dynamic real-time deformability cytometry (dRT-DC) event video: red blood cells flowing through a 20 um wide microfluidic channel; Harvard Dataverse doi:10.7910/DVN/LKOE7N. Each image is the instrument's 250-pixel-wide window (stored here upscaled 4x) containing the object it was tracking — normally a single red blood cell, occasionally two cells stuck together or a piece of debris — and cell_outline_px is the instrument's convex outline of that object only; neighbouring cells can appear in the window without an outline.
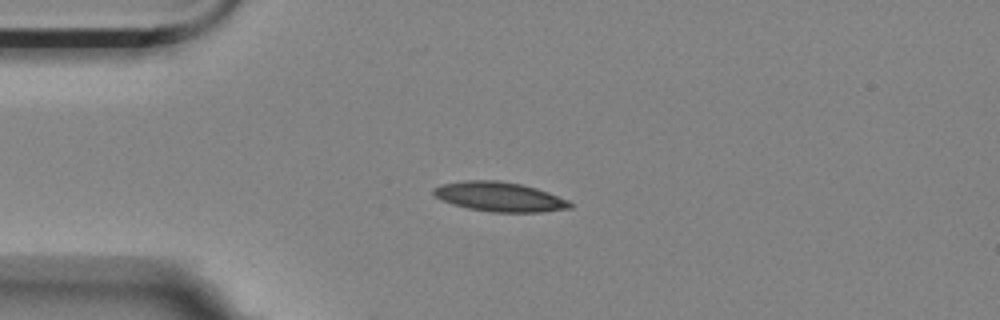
{"species": "Egyptian fruit bat (a non-hibernating species)", "species_latin": "Rousettus aegyptiacus", "temperature_condition": "room temperature", "stored_images_in_passage": 3, "camera_frame_rate_fps": 3000, "um_per_image_px": 0.085, "animal": {"sex": "female"}, "frame": {"image": 1, "passage_image": 1, "time_ms": 0.0, "image_size_px": [1000, 320], "cell_outline_px": [[572, 208], [540, 212], [492, 212], [468, 208], [452, 204], [440, 200], [432, 192], [432, 188], [440, 184], [464, 180], [500, 180], [520, 184], [536, 188], [548, 192], [568, 200], [572, 204]], "centroid_in_image_um": [42.42, 16.72], "position_along_channel_um": 42.6, "area_um2": 23.58}}